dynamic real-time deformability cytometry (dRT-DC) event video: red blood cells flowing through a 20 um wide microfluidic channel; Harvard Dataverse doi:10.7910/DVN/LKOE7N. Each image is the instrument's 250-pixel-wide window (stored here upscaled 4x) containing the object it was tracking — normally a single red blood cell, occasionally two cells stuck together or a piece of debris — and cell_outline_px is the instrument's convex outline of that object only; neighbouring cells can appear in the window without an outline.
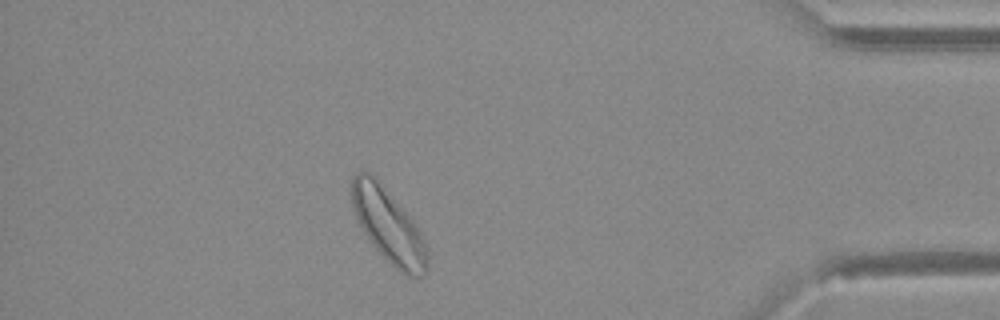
{"species": "Egyptian fruit bat (a non-hibernating species)", "species_latin": "Rousettus aegyptiacus", "temperature_condition": "warm", "stored_images_in_passage": 46, "camera_frame_rate_fps": 3000, "um_per_image_px": 0.085, "animal": {"sex": "female"}, "frame": {"image": 1, "passage_image": 40, "time_ms": 13.0, "image_size_px": [1000, 320], "cell_outline_px": [[428, 272], [424, 276], [408, 280], [372, 244], [364, 232], [356, 216], [352, 204], [352, 176], [356, 172], [368, 172], [376, 180], [412, 220], [420, 232], [428, 248]], "centroid_in_image_um": [33.07, 19.29], "position_along_channel_um": 402.1, "area_um2": 31.91}}